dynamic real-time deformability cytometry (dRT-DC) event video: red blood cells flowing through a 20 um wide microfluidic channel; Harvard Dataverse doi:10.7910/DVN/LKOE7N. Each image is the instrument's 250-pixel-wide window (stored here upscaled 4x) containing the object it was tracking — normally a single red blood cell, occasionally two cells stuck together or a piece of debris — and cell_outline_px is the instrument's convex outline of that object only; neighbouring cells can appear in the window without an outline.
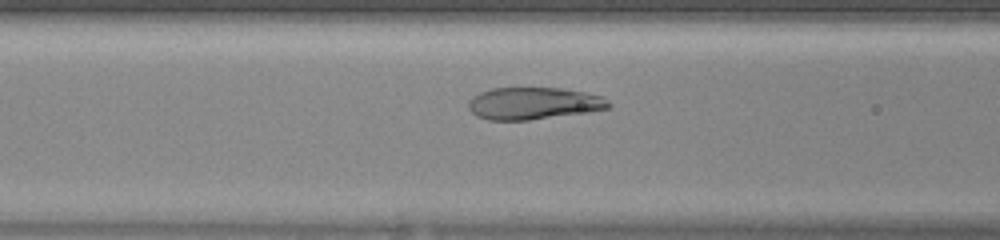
{"species": "human", "species_latin": "Homo sapiens", "temperature_condition": "warm", "stored_images_in_passage": 41, "camera_frame_rate_fps": 3000, "um_per_image_px": 0.085, "donor": {"sex": "female"}, "frame": {"image": 1, "passage_image": 15, "time_ms": 4.667, "image_size_px": [1000, 240], "cell_outline_px": [[612, 104], [608, 108], [588, 112], [528, 120], [488, 120], [476, 116], [468, 108], [468, 100], [472, 96], [480, 92], [492, 88], [560, 88], [584, 92], [604, 96]], "centroid_in_image_um": [45.34, 8.78], "position_along_channel_um": 121.3, "area_um2": 26.36}}
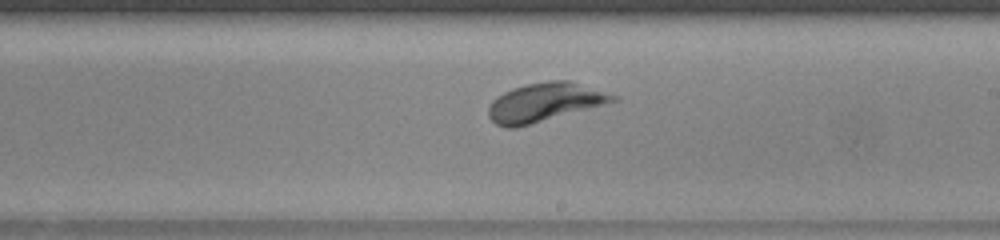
{"frame": {"image": 2, "passage_image": 23, "time_ms": 7.333, "image_size_px": [1000, 240], "cell_outline_px": [[620, 100], [516, 128], [508, 128], [496, 124], [488, 116], [488, 108], [492, 100], [504, 92], [512, 88], [528, 84], [548, 80], [572, 80], [620, 96]], "centroid_in_image_um": [46.33, 8.68], "position_along_channel_um": 242.7, "area_um2": 28.21}}
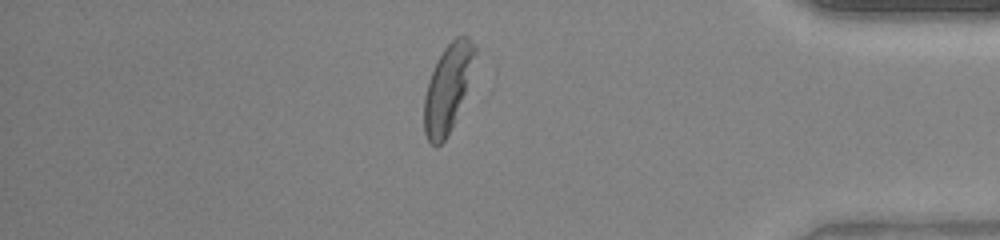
{"frame": {"image": 3, "passage_image": 35, "time_ms": 11.333, "image_size_px": [1000, 240], "cell_outline_px": [[476, 52], [464, 92], [452, 124], [444, 140], [436, 148], [428, 140], [424, 132], [424, 96], [428, 80], [436, 60], [444, 48], [456, 36], [468, 36], [476, 44]], "centroid_in_image_um": [38.01, 7.44], "position_along_channel_um": 397.2, "area_um2": 25.03}}